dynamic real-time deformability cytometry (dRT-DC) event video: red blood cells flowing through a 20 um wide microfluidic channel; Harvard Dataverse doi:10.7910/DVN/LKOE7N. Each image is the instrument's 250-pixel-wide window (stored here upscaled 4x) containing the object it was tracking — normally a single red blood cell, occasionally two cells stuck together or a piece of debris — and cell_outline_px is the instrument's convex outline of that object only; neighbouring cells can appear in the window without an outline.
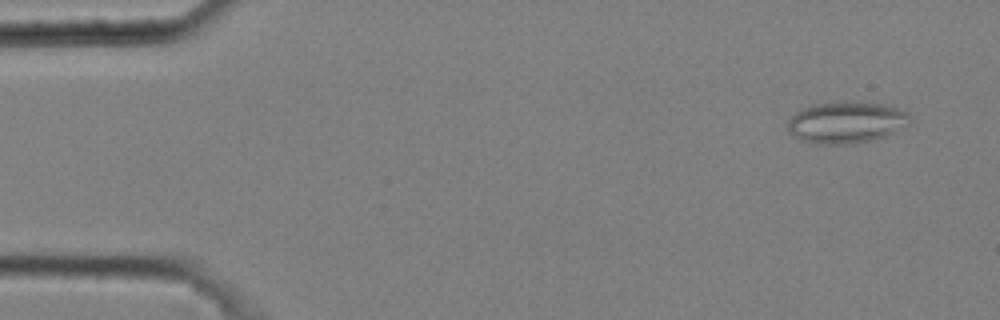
{"species": "common noctule bat (a hibernating species)", "species_latin": "Nyctalus noctula", "temperature_condition": "cold", "stored_images_in_passage": 50, "segment_of_instrument_passage": [1, 2], "camera_frame_rate_fps": 3000, "um_per_image_px": 0.085, "animal": {"sex": "male", "body_mass_g": 20.4}, "frame": {"image": 1, "passage_image": 4, "time_ms": 1.0, "image_size_px": [1000, 320], "cell_outline_px": [[912, 120], [908, 124], [896, 132], [872, 140], [844, 144], [816, 144], [800, 140], [788, 132], [788, 120], [800, 108], [812, 104], [840, 100], [860, 100], [892, 104], [908, 112], [912, 116]], "centroid_in_image_um": [71.98, 10.35], "position_along_channel_um": 13.0, "area_um2": 30.75}}